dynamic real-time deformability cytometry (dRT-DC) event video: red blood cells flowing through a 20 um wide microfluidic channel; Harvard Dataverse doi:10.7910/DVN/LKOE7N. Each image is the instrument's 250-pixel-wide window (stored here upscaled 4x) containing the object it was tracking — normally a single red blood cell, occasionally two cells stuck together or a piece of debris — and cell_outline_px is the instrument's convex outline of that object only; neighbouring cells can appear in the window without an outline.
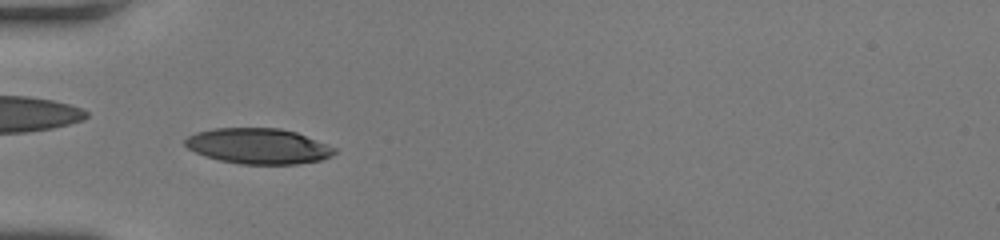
{"species": "human", "species_latin": "Homo sapiens", "temperature_condition": "room temperature", "stored_images_in_passage": 48, "camera_frame_rate_fps": 3000, "um_per_image_px": 0.085, "donor": {"sex": "female"}, "frame": {"image": 1, "passage_image": 15, "time_ms": 4.667, "image_size_px": [1000, 240], "cell_outline_px": [[336, 152], [332, 156], [320, 160], [296, 164], [240, 164], [220, 160], [204, 156], [188, 148], [184, 144], [184, 140], [188, 136], [196, 132], [212, 128], [280, 128], [296, 132], [336, 148]], "centroid_in_image_um": [21.93, 12.41], "position_along_channel_um": 63.1, "area_um2": 30.92}}
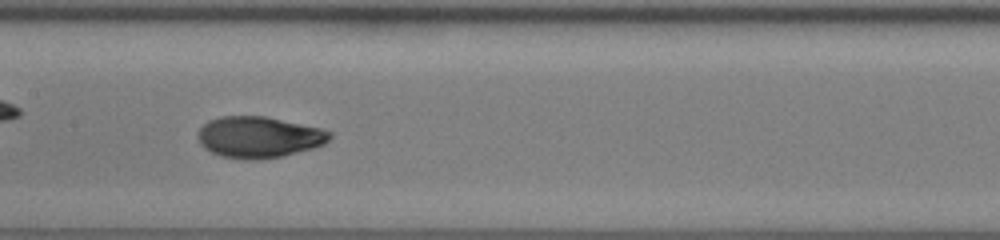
{"frame": {"image": 2, "passage_image": 24, "time_ms": 7.667, "image_size_px": [1000, 240], "cell_outline_px": [[332, 136], [324, 144], [312, 148], [280, 156], [256, 160], [248, 160], [220, 156], [204, 148], [200, 144], [200, 128], [208, 120], [220, 116], [264, 116], [320, 128], [332, 132]], "centroid_in_image_um": [22.0, 11.65], "position_along_channel_um": 185.4, "area_um2": 31.39}}
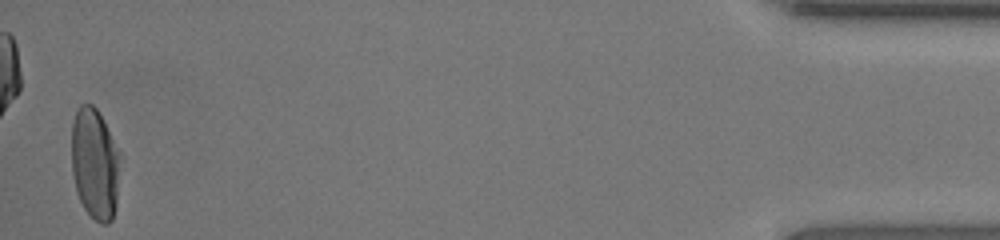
{"frame": {"image": 3, "passage_image": 47, "time_ms": 15.333, "image_size_px": [1000, 240], "cell_outline_px": [[120, 156], [116, 208], [112, 220], [108, 224], [100, 224], [84, 208], [76, 192], [72, 172], [72, 124], [76, 108], [80, 104], [92, 104], [96, 108], [120, 152]], "centroid_in_image_um": [8.06, 13.93], "position_along_channel_um": 427.1, "area_um2": 31.56}, "authors_computed_cell_mechanics": {"area_um2": 31.4143, "velocity_mm_per_s": 4.2431, "shape_relaxation_time_tau1_ms": 4.7791, "shape_relaxation_time_tau2_ms": 0.6493, "deformation_change_tau1": 0.2136, "deformation_change_tau2": 0.0479}}